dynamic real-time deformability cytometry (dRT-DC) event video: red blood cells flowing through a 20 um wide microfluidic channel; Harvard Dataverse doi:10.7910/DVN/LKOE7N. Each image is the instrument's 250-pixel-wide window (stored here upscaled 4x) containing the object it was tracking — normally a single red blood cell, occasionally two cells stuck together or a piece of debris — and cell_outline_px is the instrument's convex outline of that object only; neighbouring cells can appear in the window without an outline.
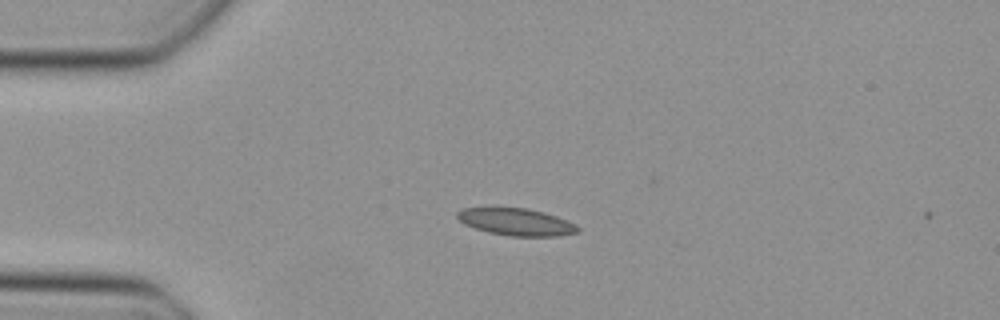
{"species": "Egyptian fruit bat (a non-hibernating species)", "species_latin": "Rousettus aegyptiacus", "temperature_condition": "cold", "stored_images_in_passage": 2, "camera_frame_rate_fps": 3000, "um_per_image_px": 0.085, "animal": {"sex": "female"}, "frame": {"image": 1, "passage_image": 1, "time_ms": 0.0, "image_size_px": [1000, 320], "cell_outline_px": [[580, 232], [556, 236], [512, 236], [488, 232], [464, 224], [456, 216], [456, 212], [460, 208], [492, 204], [528, 208], [544, 212], [556, 216], [576, 224], [580, 228]], "centroid_in_image_um": [43.8, 18.8], "position_along_channel_um": 41.2, "area_um2": 20.0}}